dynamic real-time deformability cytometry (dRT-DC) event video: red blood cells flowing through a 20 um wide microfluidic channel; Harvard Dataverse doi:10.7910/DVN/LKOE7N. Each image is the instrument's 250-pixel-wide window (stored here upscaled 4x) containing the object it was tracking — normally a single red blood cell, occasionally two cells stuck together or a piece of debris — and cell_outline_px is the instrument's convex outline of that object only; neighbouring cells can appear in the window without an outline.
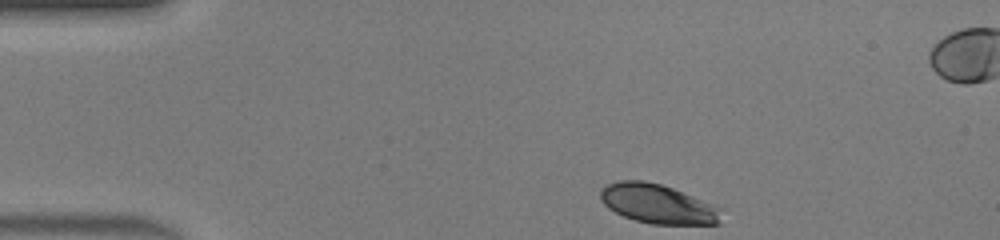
{"species": "human", "species_latin": "Homo sapiens", "temperature_condition": "warm", "stored_images_in_passage": 34, "camera_frame_rate_fps": 3000, "um_per_image_px": 0.085, "donor": {"sex": "male"}, "frame": {"image": 1, "passage_image": 1, "time_ms": 0.0, "image_size_px": [1000, 240], "cell_outline_px": [[724, 208], [720, 224], [652, 224], [636, 220], [624, 216], [608, 208], [600, 200], [600, 192], [608, 184], [620, 180], [644, 180], [660, 184], [672, 188]], "centroid_in_image_um": [55.96, 17.34], "position_along_channel_um": 29.0, "area_um2": 27.74}}
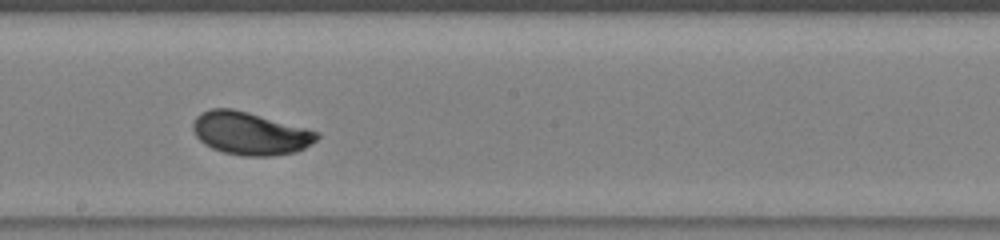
{"frame": {"image": 2, "passage_image": 19, "time_ms": 6.0, "image_size_px": [1000, 240], "cell_outline_px": [[320, 136], [316, 140], [304, 148], [296, 152], [272, 156], [244, 156], [224, 152], [212, 148], [204, 144], [196, 136], [192, 128], [192, 124], [196, 116], [200, 112], [212, 108], [232, 108], [248, 112], [308, 128], [320, 132]], "centroid_in_image_um": [21.26, 11.33], "position_along_channel_um": 226.9, "area_um2": 31.1}}
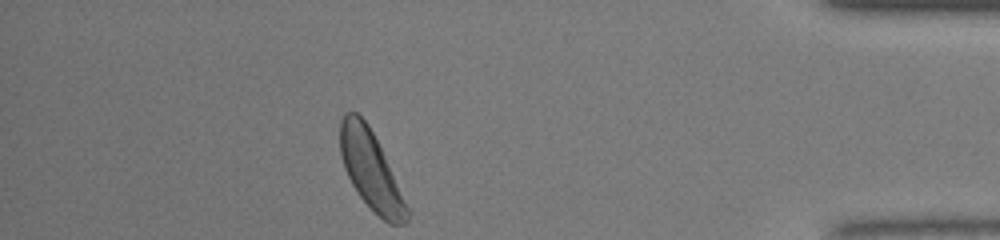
{"frame": {"image": 3, "passage_image": 34, "time_ms": 11.0, "image_size_px": [1000, 240], "cell_outline_px": [[412, 212], [408, 220], [404, 224], [388, 224], [360, 196], [352, 184], [344, 168], [340, 156], [340, 120], [344, 112], [356, 112], [368, 124]], "centroid_in_image_um": [31.53, 14.48], "position_along_channel_um": 403.7, "area_um2": 30.17}, "authors_computed_cell_mechanics": {"area_um2": 30.1138, "velocity_mm_per_s": 4.4066, "shape_relaxation_time_tau1_ms": 1.7388, "shape_relaxation_time_tau2_ms": null, "deformation_change_tau1": 0.1211, "deformation_change_tau2": null}}